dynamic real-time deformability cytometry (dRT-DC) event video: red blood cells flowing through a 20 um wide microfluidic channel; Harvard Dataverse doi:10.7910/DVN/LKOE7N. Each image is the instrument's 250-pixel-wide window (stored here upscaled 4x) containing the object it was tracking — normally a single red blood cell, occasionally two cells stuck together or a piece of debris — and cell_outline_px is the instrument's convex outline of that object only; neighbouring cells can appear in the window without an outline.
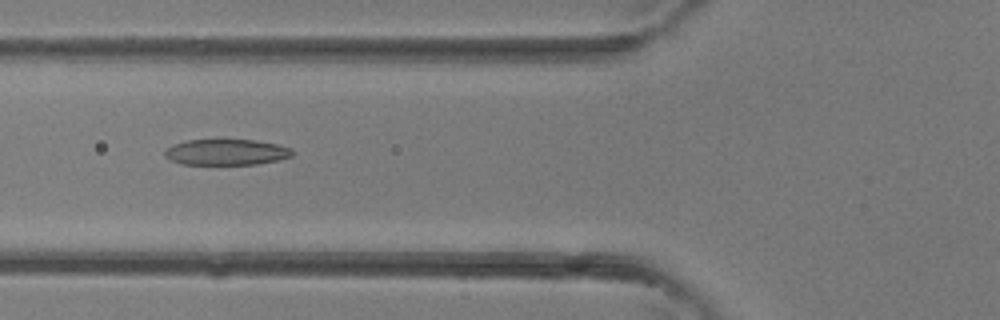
{"species": "common noctule bat (a hibernating species)", "species_latin": "Nyctalus noctula", "temperature_condition": "room temperature", "stored_images_in_passage": 2, "camera_frame_rate_fps": 3000, "um_per_image_px": 0.085, "animal": {"sex": "female"}, "frame": {"image": 1, "passage_image": 2, "time_ms": 0.333, "image_size_px": [1000, 320], "cell_outline_px": [[296, 152], [292, 156], [276, 160], [256, 164], [180, 164], [164, 156], [164, 152], [172, 144], [188, 140], [256, 140], [276, 144], [292, 148]], "centroid_in_image_um": [19.25, 12.93], "position_along_channel_um": 106.5, "area_um2": 19.19}}